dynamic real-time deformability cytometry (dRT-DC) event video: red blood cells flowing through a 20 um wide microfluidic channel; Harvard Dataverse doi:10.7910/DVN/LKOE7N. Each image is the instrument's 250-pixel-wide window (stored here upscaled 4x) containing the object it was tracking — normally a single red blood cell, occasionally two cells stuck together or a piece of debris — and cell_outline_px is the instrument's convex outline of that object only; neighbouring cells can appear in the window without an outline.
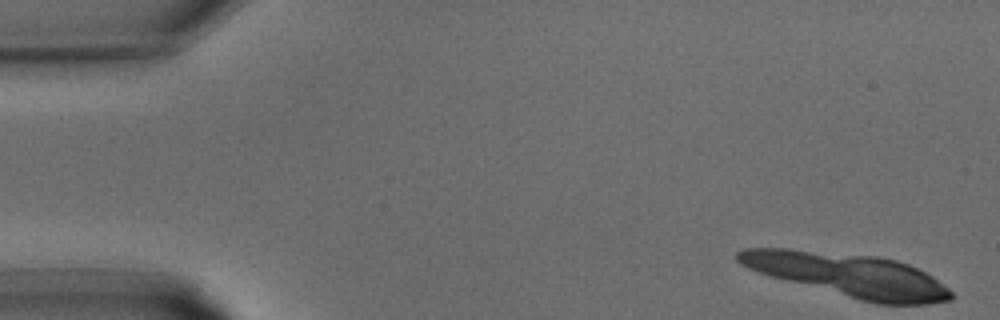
{"species": "common noctule bat (a hibernating species)", "species_latin": "Nyctalus noctula", "temperature_condition": "warm", "stored_images_in_passage": 5, "camera_frame_rate_fps": 3000, "um_per_image_px": 0.085, "animal": {"sex": "male", "body_mass_g": 15.6}, "frame": {"image": 1, "passage_image": 1, "time_ms": 0.0, "image_size_px": [1000, 320], "cell_outline_px": [[948, 296], [940, 300], [876, 300], [860, 296], [852, 292], [868, 260], [884, 260], [900, 264], [912, 268], [920, 272], [932, 280], [948, 292]], "centroid_in_image_um": [76.18, 24.08], "position_along_channel_um": 8.8, "area_um2": 19.48}}